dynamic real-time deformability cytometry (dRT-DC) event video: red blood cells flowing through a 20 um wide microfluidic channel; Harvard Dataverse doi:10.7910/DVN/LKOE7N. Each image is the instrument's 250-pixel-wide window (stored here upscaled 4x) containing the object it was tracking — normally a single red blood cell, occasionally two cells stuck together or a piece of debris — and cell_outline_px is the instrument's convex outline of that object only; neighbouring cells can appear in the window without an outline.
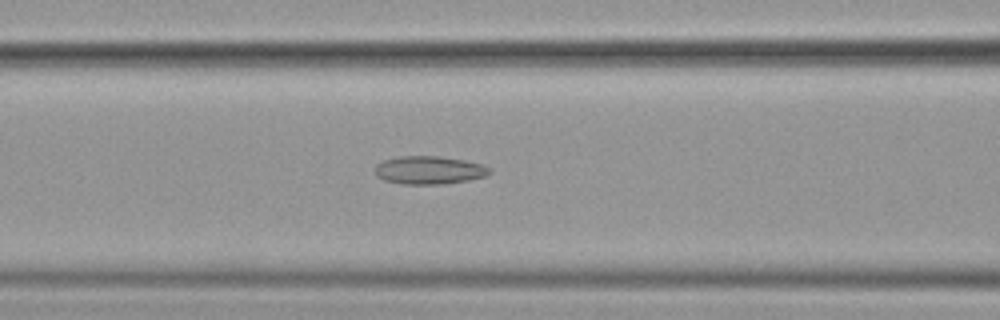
{"species": "common noctule bat (a hibernating species)", "species_latin": "Nyctalus noctula", "temperature_condition": "cold", "stored_images_in_passage": 54, "camera_frame_rate_fps": 3000, "um_per_image_px": 0.085, "animal": {"sex": "female", "body_mass_g": 19.9}, "frame": {"image": 1, "passage_image": 23, "time_ms": 7.333, "image_size_px": [1000, 320], "cell_outline_px": [[492, 172], [488, 176], [468, 180], [444, 184], [400, 184], [384, 180], [376, 176], [376, 164], [384, 160], [400, 156], [440, 156], [464, 160], [484, 164]], "centroid_in_image_um": [36.5, 14.46], "position_along_channel_um": 130.1, "area_um2": 18.9}}
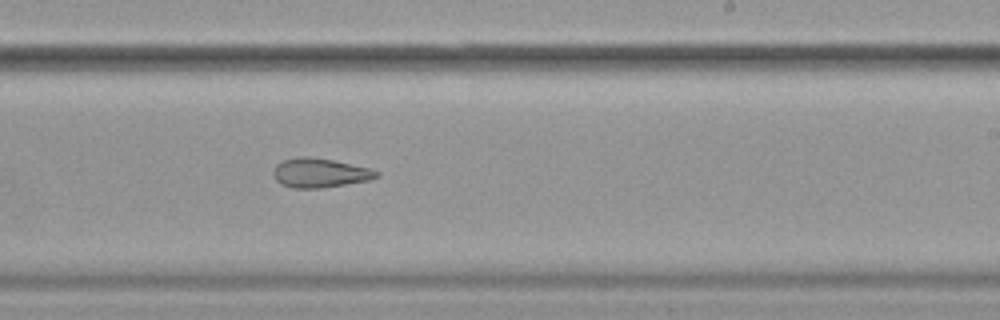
{"frame": {"image": 2, "passage_image": 34, "time_ms": 11.0, "image_size_px": [1000, 320], "cell_outline_px": [[380, 176], [368, 180], [320, 188], [292, 188], [280, 184], [276, 180], [272, 172], [276, 164], [284, 160], [300, 156], [308, 156], [332, 160], [372, 168], [380, 172]], "centroid_in_image_um": [27.18, 14.69], "position_along_channel_um": 261.8, "area_um2": 17.63}}
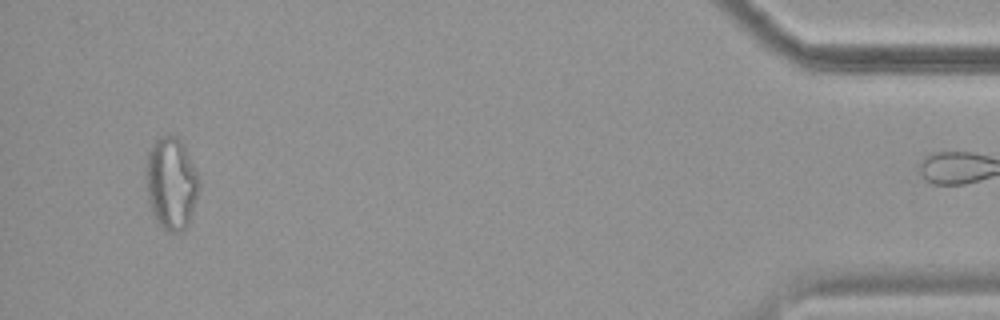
{"frame": {"image": 3, "passage_image": 53, "time_ms": 17.333, "image_size_px": [1000, 320], "cell_outline_px": [[200, 188], [188, 224], [180, 232], [168, 232], [156, 220], [152, 212], [148, 200], [144, 176], [148, 152], [156, 136], [176, 136], [184, 144], [200, 176]], "centroid_in_image_um": [14.55, 15.54], "position_along_channel_um": 420.6, "area_um2": 29.07}, "authors_computed_cell_mechanics": {"area_um2": 20.7502, "velocity_mm_per_s": 3.603, "shape_relaxation_time_tau1_ms": null, "shape_relaxation_time_tau2_ms": 3.7648, "deformation_change_tau1": null, "deformation_change_tau2": 0.1122}}